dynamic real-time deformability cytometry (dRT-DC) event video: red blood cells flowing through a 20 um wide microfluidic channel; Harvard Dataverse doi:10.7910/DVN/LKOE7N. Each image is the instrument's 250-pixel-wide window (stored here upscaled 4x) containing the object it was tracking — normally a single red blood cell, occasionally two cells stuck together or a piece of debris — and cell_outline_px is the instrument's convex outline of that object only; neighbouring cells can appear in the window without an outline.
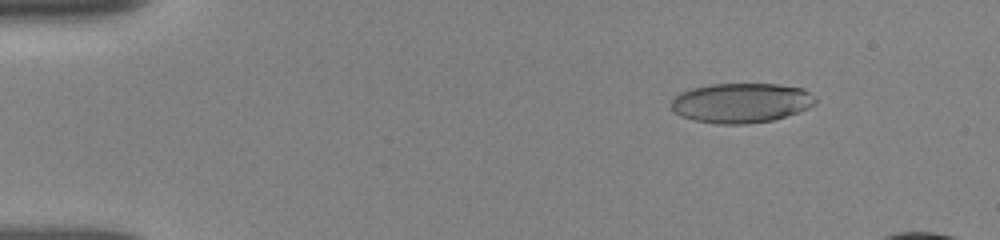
{"species": "human", "species_latin": "Homo sapiens", "temperature_condition": "room temperature", "stored_images_in_passage": 48, "camera_frame_rate_fps": 3000, "um_per_image_px": 0.085, "donor": {"sex": "female"}, "frame": {"image": 1, "passage_image": 5, "time_ms": 2.0, "image_size_px": [1000, 240], "cell_outline_px": [[816, 104], [808, 108], [772, 120], [744, 124], [716, 124], [692, 120], [680, 116], [672, 112], [668, 108], [672, 100], [680, 92], [692, 88], [712, 84], [780, 84], [804, 88], [816, 100]], "centroid_in_image_um": [62.94, 8.75], "position_along_channel_um": 22.1, "area_um2": 33.58}}
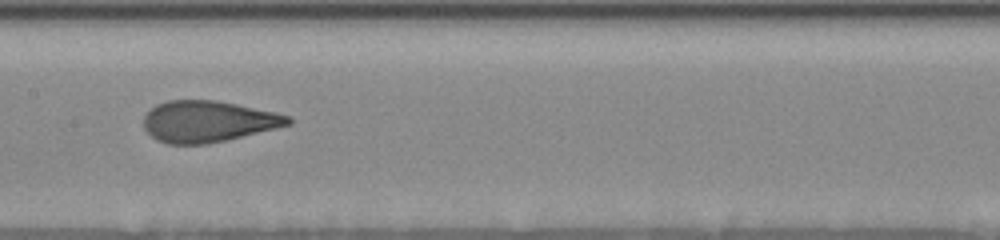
{"frame": {"image": 2, "passage_image": 32, "time_ms": 8.667, "image_size_px": [1000, 240], "cell_outline_px": [[292, 124], [276, 128], [224, 140], [204, 144], [168, 144], [156, 140], [144, 128], [144, 116], [156, 104], [168, 100], [216, 100], [276, 112], [288, 116], [292, 120]], "centroid_in_image_um": [17.66, 10.31], "position_along_channel_um": 189.7, "area_um2": 34.51}}
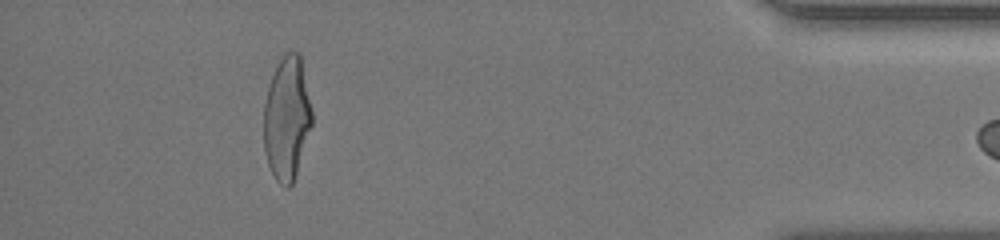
{"frame": {"image": 3, "passage_image": 47, "time_ms": 15.667, "image_size_px": [1000, 240], "cell_outline_px": [[312, 124], [292, 184], [288, 188], [284, 188], [276, 180], [268, 164], [264, 152], [264, 104], [268, 88], [272, 76], [284, 52], [300, 52], [312, 112]], "centroid_in_image_um": [24.38, 10.06], "position_along_channel_um": 410.8, "area_um2": 34.39}, "authors_computed_cell_mechanics": {"area_um2": 34.7956, "velocity_mm_per_s": 3.8685, "shape_relaxation_time_tau1_ms": 4.8338, "shape_relaxation_time_tau2_ms": 0.879, "deformation_change_tau1": 0.1921, "deformation_change_tau2": 0.083}}